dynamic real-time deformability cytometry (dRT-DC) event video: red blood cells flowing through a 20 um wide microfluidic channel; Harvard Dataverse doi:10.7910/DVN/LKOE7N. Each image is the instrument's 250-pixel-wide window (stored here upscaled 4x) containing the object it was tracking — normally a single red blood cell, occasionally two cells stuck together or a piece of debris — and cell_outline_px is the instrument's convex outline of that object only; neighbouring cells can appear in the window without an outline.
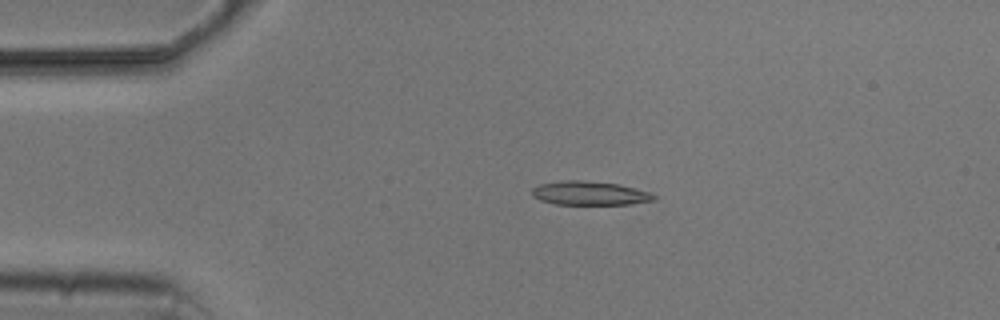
{"species": "common noctule bat (a hibernating species)", "species_latin": "Nyctalus noctula", "temperature_condition": "cold", "stored_images_in_passage": 3, "camera_frame_rate_fps": 3000, "um_per_image_px": 0.085, "animal": {"sex": "male", "body_mass_g": 20.5, "forearm_length_mm": 52.5}, "frame": {"image": 1, "passage_image": 2, "time_ms": 2.0, "image_size_px": [1000, 320], "cell_outline_px": [[656, 200], [628, 204], [556, 204], [540, 200], [532, 196], [532, 188], [540, 184], [564, 180], [580, 180], [616, 184], [648, 192], [656, 196]], "centroid_in_image_um": [50.08, 16.43], "position_along_channel_um": 34.9, "area_um2": 16.65}}